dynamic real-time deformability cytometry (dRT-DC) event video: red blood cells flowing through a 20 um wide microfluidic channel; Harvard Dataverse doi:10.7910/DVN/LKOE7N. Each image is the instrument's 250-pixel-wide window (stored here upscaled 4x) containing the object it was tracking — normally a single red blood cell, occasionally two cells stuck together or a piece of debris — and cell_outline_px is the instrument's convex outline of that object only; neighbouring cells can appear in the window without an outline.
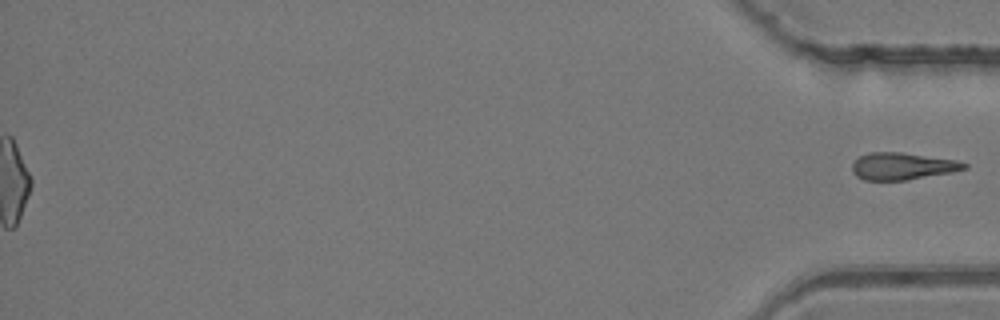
{"species": "common noctule bat (a hibernating species)", "species_latin": "Nyctalus noctula", "temperature_condition": "room temperature", "stored_images_in_passage": 49, "segment_of_instrument_passage": [2, 2], "camera_frame_rate_fps": 3000, "um_per_image_px": 0.085, "animal": {"sex": "female", "body_mass_g": 24.6, "forearm_length_mm": 56.2}, "frame": {"image": 1, "passage_image": 49, "time_ms": 16.0, "image_size_px": [1000, 320], "cell_outline_px": [[968, 168], [952, 172], [904, 180], [864, 180], [856, 176], [852, 172], [852, 164], [860, 156], [868, 152], [900, 152], [956, 160], [968, 164]], "centroid_in_image_um": [76.68, 14.12], "position_along_channel_um": 358.5, "area_um2": 17.57}}